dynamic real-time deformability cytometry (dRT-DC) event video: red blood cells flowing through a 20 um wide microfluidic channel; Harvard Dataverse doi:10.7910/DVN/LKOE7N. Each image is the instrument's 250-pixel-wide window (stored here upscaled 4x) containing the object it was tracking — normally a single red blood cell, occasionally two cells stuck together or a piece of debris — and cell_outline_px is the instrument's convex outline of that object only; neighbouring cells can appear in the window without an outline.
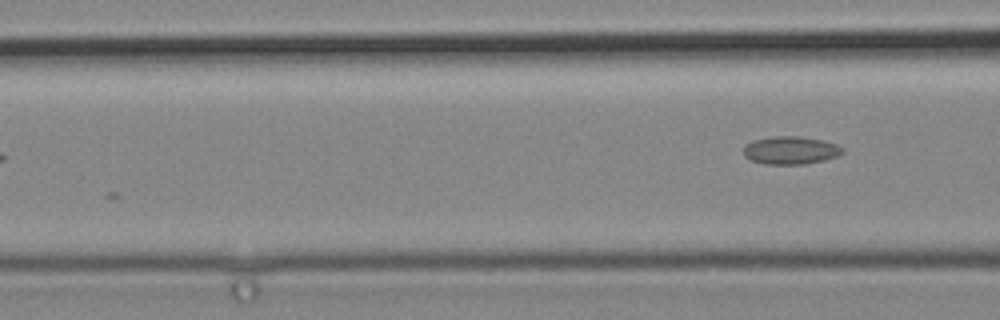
{"species": "common noctule bat (a hibernating species)", "species_latin": "Nyctalus noctula", "temperature_condition": "cold", "stored_images_in_passage": 5, "camera_frame_rate_fps": 3000, "um_per_image_px": 0.085, "animal": {"sex": "male", "body_mass_g": 19.2, "forearm_length_mm": 51.8}, "frame": {"image": 1, "passage_image": 5, "time_ms": 1.333, "image_size_px": [1000, 320], "cell_outline_px": [[844, 152], [836, 156], [824, 160], [804, 164], [764, 164], [752, 160], [744, 156], [744, 148], [752, 140], [772, 136], [800, 136], [824, 140], [836, 144], [844, 148]], "centroid_in_image_um": [67.22, 12.77], "position_along_channel_um": 99.4, "area_um2": 16.13}}